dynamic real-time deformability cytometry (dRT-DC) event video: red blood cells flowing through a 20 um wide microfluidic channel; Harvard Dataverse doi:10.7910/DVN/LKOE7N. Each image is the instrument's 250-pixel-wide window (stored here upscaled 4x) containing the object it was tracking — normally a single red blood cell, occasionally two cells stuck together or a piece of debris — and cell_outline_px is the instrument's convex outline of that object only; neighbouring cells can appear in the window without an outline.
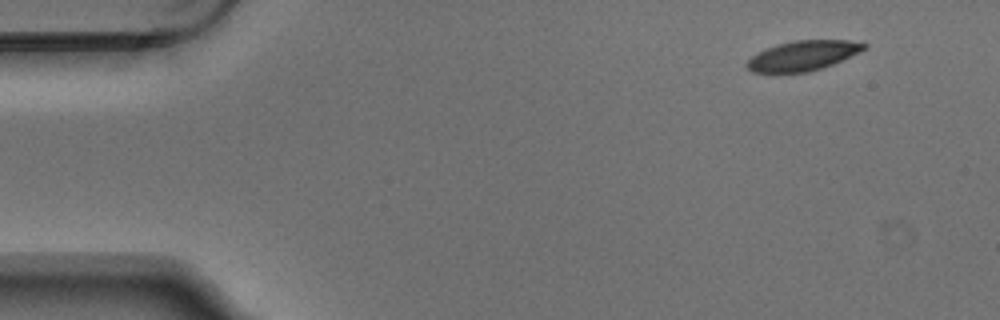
{"species": "Egyptian fruit bat (a non-hibernating species)", "species_latin": "Rousettus aegyptiacus", "temperature_condition": "warm", "stored_images_in_passage": 3, "camera_frame_rate_fps": 3000, "um_per_image_px": 0.085, "animal": {"sex": "male"}, "frame": {"image": 1, "passage_image": 1, "time_ms": 0.0, "image_size_px": [1000, 320], "cell_outline_px": [[868, 48], [860, 52], [832, 64], [808, 72], [752, 72], [744, 64], [752, 56], [776, 44], [796, 40], [848, 40], [868, 44]], "centroid_in_image_um": [68.27, 4.72], "position_along_channel_um": 16.7, "area_um2": 20.17}}
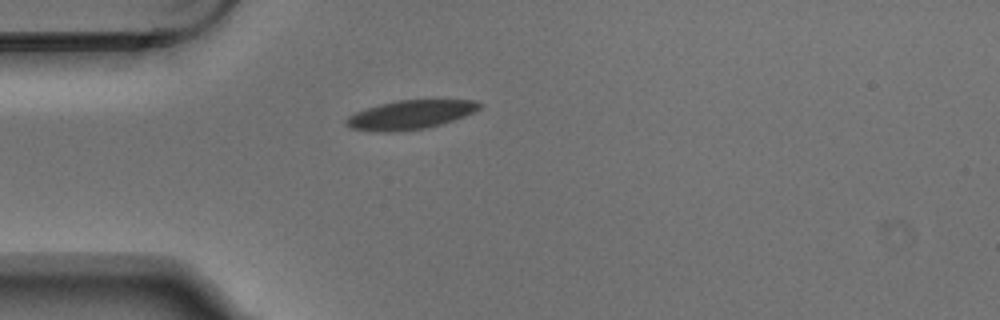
{"frame": {"image": 2, "passage_image": 3, "time_ms": 0.667, "image_size_px": [1000, 320], "cell_outline_px": [[480, 108], [464, 116], [440, 124], [424, 128], [392, 132], [380, 132], [352, 128], [344, 124], [344, 120], [348, 116], [356, 112], [380, 104], [396, 100], [472, 100], [480, 104]], "centroid_in_image_um": [34.82, 9.75], "position_along_channel_um": 50.2, "area_um2": 22.08}}